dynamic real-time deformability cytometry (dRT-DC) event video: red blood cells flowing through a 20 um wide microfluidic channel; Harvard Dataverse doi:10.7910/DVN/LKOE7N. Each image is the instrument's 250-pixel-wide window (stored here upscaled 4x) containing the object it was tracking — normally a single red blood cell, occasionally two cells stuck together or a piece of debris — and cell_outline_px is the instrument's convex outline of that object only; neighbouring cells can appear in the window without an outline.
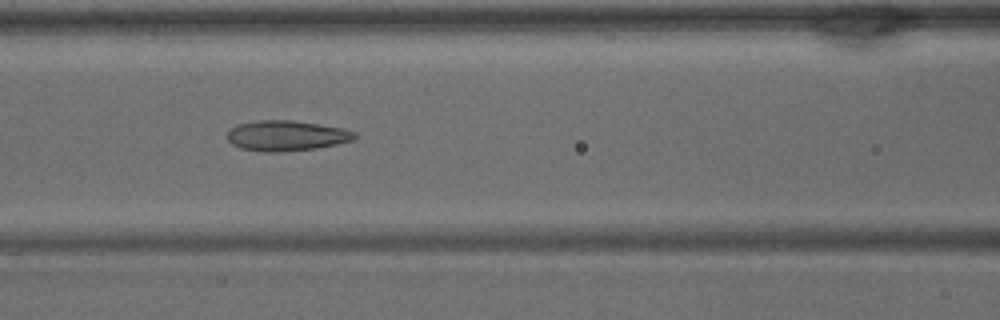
{"species": "common noctule bat (a hibernating species)", "species_latin": "Nyctalus noctula", "temperature_condition": "warm", "stored_images_in_passage": 28, "camera_frame_rate_fps": 3000, "um_per_image_px": 0.085, "animal": {"sex": "male", "body_mass_g": 15.6}, "frame": {"image": 1, "passage_image": 9, "time_ms": 2.667, "image_size_px": [1000, 320], "cell_outline_px": [[356, 136], [352, 140], [336, 144], [316, 148], [284, 152], [268, 152], [240, 148], [232, 144], [228, 140], [228, 132], [236, 124], [256, 120], [292, 120], [344, 128], [356, 132]], "centroid_in_image_um": [24.34, 11.53], "position_along_channel_um": 142.3, "area_um2": 22.54}}
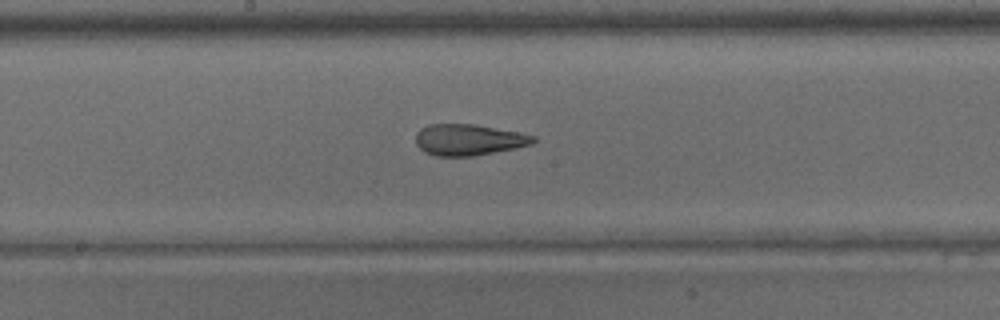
{"frame": {"image": 2, "passage_image": 13, "time_ms": 4.0, "image_size_px": [1000, 320], "cell_outline_px": [[536, 140], [532, 144], [516, 148], [472, 156], [436, 156], [424, 152], [416, 144], [416, 132], [420, 128], [428, 124], [472, 124], [520, 132], [536, 136]], "centroid_in_image_um": [39.82, 11.88], "position_along_channel_um": 208.4, "area_um2": 21.44}}
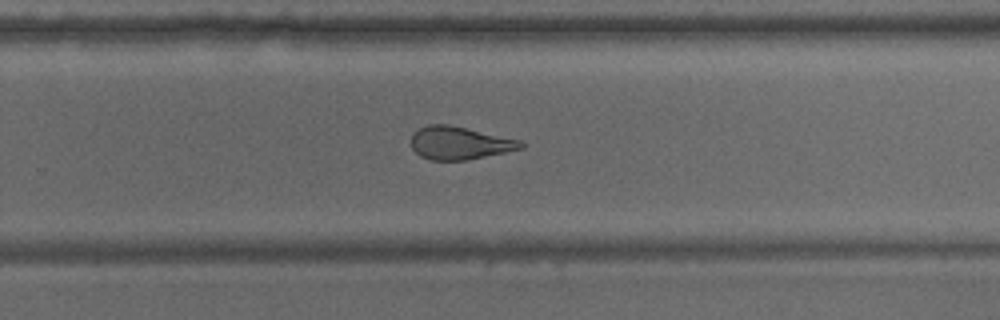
{"frame": {"image": 3, "passage_image": 18, "time_ms": 5.667, "image_size_px": [1000, 320], "cell_outline_px": [[524, 148], [468, 160], [432, 160], [420, 156], [412, 148], [412, 132], [428, 124], [448, 124], [520, 140], [524, 144]], "centroid_in_image_um": [39.05, 12.16], "position_along_channel_um": 290.8, "area_um2": 20.92}}